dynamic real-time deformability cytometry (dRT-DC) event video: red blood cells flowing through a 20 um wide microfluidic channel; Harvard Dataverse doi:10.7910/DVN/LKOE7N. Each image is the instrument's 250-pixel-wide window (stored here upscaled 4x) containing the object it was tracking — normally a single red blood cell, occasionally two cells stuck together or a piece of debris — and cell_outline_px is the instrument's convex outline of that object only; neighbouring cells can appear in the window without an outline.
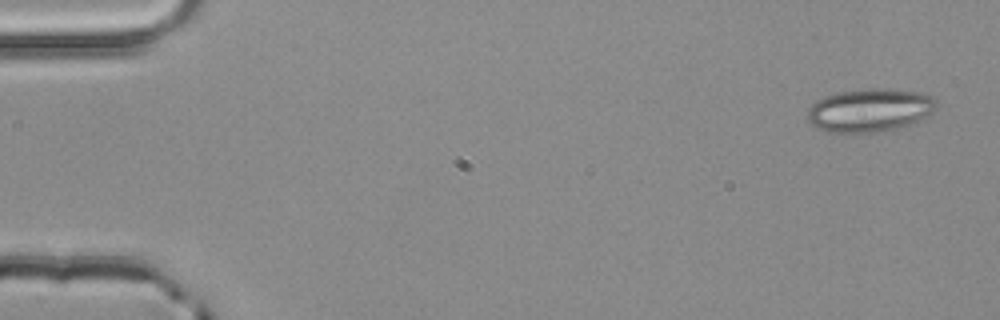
{"species": "common noctule bat (a hibernating species)", "species_latin": "Nyctalus noctula", "temperature_condition": "room temperature", "stored_images_in_passage": 4, "camera_frame_rate_fps": 3000, "um_per_image_px": 0.085, "animal": {"sex": "male", "body_mass_g": 20.4}, "frame": {"image": 1, "passage_image": 1, "time_ms": 0.0, "image_size_px": [1000, 320], "cell_outline_px": [[936, 108], [932, 112], [908, 124], [876, 132], [828, 132], [816, 128], [808, 120], [808, 108], [816, 100], [824, 96], [840, 92], [868, 88], [888, 88], [916, 92], [928, 96], [936, 100]], "centroid_in_image_um": [73.86, 9.35], "position_along_channel_um": 11.1, "area_um2": 31.96}}